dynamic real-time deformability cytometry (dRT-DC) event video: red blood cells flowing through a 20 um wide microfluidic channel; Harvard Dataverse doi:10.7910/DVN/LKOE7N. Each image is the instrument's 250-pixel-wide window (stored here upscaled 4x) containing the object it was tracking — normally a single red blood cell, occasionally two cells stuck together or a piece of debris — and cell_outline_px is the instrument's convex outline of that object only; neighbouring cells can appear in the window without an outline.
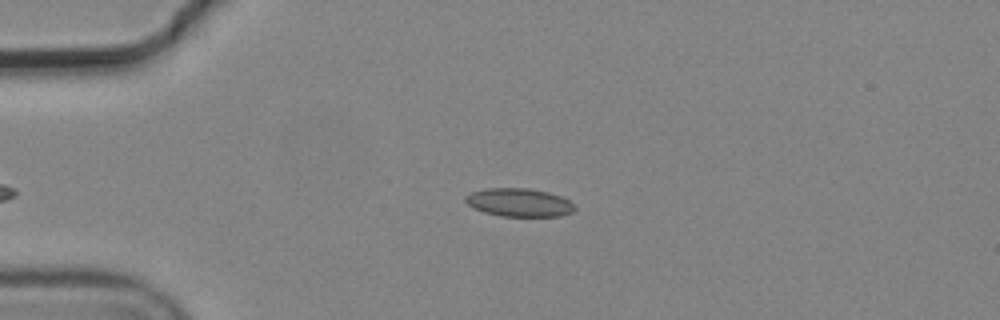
{"species": "common noctule bat (a hibernating species)", "species_latin": "Nyctalus noctula", "temperature_condition": "cold", "stored_images_in_passage": 2, "camera_frame_rate_fps": 3000, "um_per_image_px": 0.085, "animal": {"sex": "male", "body_mass_g": 19.2, "forearm_length_mm": 51.8}, "frame": {"image": 1, "passage_image": 2, "time_ms": 0.333, "image_size_px": [1000, 320], "cell_outline_px": [[576, 208], [572, 212], [560, 216], [500, 216], [484, 212], [468, 204], [464, 200], [464, 196], [472, 192], [488, 188], [528, 188], [548, 192], [564, 196]], "centroid_in_image_um": [44.14, 17.2], "position_along_channel_um": 40.9, "area_um2": 17.98}}